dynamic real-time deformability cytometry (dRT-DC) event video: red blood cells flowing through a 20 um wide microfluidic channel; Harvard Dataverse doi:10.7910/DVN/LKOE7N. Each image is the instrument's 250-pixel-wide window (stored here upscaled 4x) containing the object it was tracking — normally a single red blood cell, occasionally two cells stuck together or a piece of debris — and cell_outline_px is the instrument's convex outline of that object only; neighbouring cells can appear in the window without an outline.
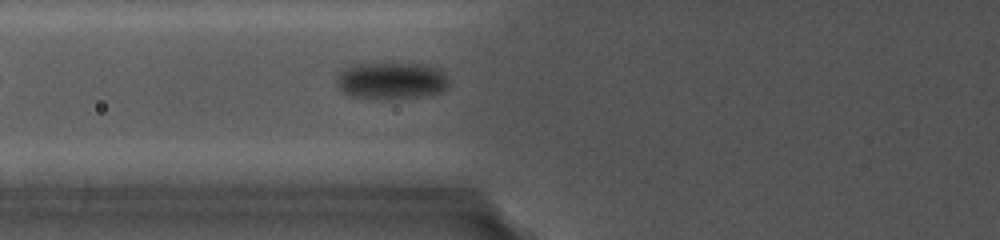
{"species": "common noctule bat (a hibernating species)", "species_latin": "Nyctalus noctula", "temperature_condition": "cold", "stored_images_in_passage": 3, "camera_frame_rate_fps": 5000, "um_per_image_px": 0.085, "animal": {"sex": "female", "body_mass_g": 19.0, "forearm_length_mm": 56.7}, "frame": {"image": 1, "passage_image": 3, "time_ms": 1.8, "image_size_px": [1000, 240], "cell_outline_px": [[448, 84], [440, 92], [412, 96], [360, 96], [344, 92], [340, 88], [340, 76], [348, 64], [372, 60], [420, 64], [436, 68], [444, 76]], "centroid_in_image_um": [33.23, 6.73], "position_along_channel_um": 92.6, "area_um2": 23.24}}